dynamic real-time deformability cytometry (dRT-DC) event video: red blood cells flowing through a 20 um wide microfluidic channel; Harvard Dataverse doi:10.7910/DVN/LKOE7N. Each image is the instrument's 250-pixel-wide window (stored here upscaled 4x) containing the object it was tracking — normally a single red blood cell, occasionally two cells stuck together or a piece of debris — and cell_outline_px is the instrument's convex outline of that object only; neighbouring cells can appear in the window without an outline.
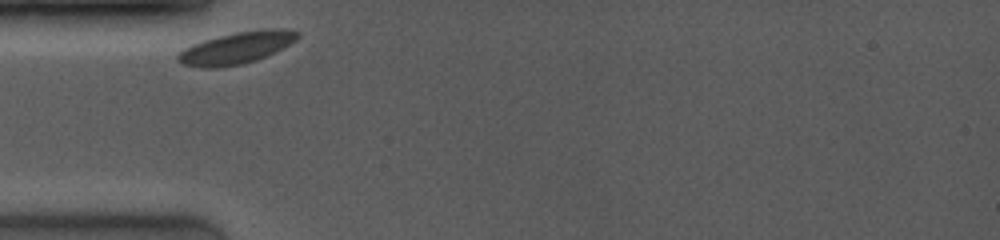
{"species": "common noctule bat (a hibernating species)", "species_latin": "Nyctalus noctula", "temperature_condition": "room temperature", "stored_images_in_passage": 2, "camera_frame_rate_fps": 4000, "um_per_image_px": 0.085, "animal": {"sex": "female", "body_mass_g": 19.0, "forearm_length_mm": 53.3}, "frame": {"image": 1, "passage_image": 1, "time_ms": 0.0, "image_size_px": [1000, 240], "cell_outline_px": [[300, 36], [296, 40], [256, 60], [240, 64], [220, 68], [200, 68], [184, 64], [176, 60], [176, 56], [184, 48], [192, 44], [204, 40], [236, 32], [272, 28], [284, 28], [300, 32]], "centroid_in_image_um": [20.07, 4.07], "position_along_channel_um": 64.9, "area_um2": 21.96}}